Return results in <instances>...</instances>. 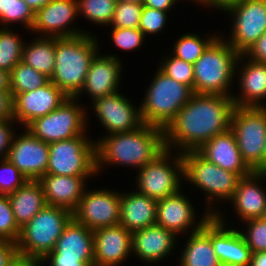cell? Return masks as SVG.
<instances>
[{"instance_id": "obj_58", "label": "cell", "mask_w": 266, "mask_h": 266, "mask_svg": "<svg viewBox=\"0 0 266 266\" xmlns=\"http://www.w3.org/2000/svg\"><path fill=\"white\" fill-rule=\"evenodd\" d=\"M193 1H196L195 3H197V4H199L200 3V5H204L208 0H192V2Z\"/></svg>"}, {"instance_id": "obj_34", "label": "cell", "mask_w": 266, "mask_h": 266, "mask_svg": "<svg viewBox=\"0 0 266 266\" xmlns=\"http://www.w3.org/2000/svg\"><path fill=\"white\" fill-rule=\"evenodd\" d=\"M35 13L24 0H0V22L2 27L10 28L12 23L24 24L25 29L31 30Z\"/></svg>"}, {"instance_id": "obj_24", "label": "cell", "mask_w": 266, "mask_h": 266, "mask_svg": "<svg viewBox=\"0 0 266 266\" xmlns=\"http://www.w3.org/2000/svg\"><path fill=\"white\" fill-rule=\"evenodd\" d=\"M177 235L157 224L132 232V255L143 262L160 263L178 243ZM177 241V242H176Z\"/></svg>"}, {"instance_id": "obj_51", "label": "cell", "mask_w": 266, "mask_h": 266, "mask_svg": "<svg viewBox=\"0 0 266 266\" xmlns=\"http://www.w3.org/2000/svg\"><path fill=\"white\" fill-rule=\"evenodd\" d=\"M243 0H208L203 6L204 7H215V9L217 8L219 11L221 10L222 12L224 10H226L229 6L241 2Z\"/></svg>"}, {"instance_id": "obj_1", "label": "cell", "mask_w": 266, "mask_h": 266, "mask_svg": "<svg viewBox=\"0 0 266 266\" xmlns=\"http://www.w3.org/2000/svg\"><path fill=\"white\" fill-rule=\"evenodd\" d=\"M234 107L232 96L194 93L164 130L165 148L179 153L198 150L230 129Z\"/></svg>"}, {"instance_id": "obj_38", "label": "cell", "mask_w": 266, "mask_h": 266, "mask_svg": "<svg viewBox=\"0 0 266 266\" xmlns=\"http://www.w3.org/2000/svg\"><path fill=\"white\" fill-rule=\"evenodd\" d=\"M143 7L142 3L117 1L109 26L116 28H138Z\"/></svg>"}, {"instance_id": "obj_18", "label": "cell", "mask_w": 266, "mask_h": 266, "mask_svg": "<svg viewBox=\"0 0 266 266\" xmlns=\"http://www.w3.org/2000/svg\"><path fill=\"white\" fill-rule=\"evenodd\" d=\"M68 98L51 81L33 91L19 93L13 98L14 120L25 128L34 119L54 111Z\"/></svg>"}, {"instance_id": "obj_23", "label": "cell", "mask_w": 266, "mask_h": 266, "mask_svg": "<svg viewBox=\"0 0 266 266\" xmlns=\"http://www.w3.org/2000/svg\"><path fill=\"white\" fill-rule=\"evenodd\" d=\"M93 176H64L44 174L37 181L42 187L47 205L74 212L87 188V180ZM86 187V188H85Z\"/></svg>"}, {"instance_id": "obj_44", "label": "cell", "mask_w": 266, "mask_h": 266, "mask_svg": "<svg viewBox=\"0 0 266 266\" xmlns=\"http://www.w3.org/2000/svg\"><path fill=\"white\" fill-rule=\"evenodd\" d=\"M15 120H5L0 124V160L7 159L14 131ZM13 126V127H12Z\"/></svg>"}, {"instance_id": "obj_19", "label": "cell", "mask_w": 266, "mask_h": 266, "mask_svg": "<svg viewBox=\"0 0 266 266\" xmlns=\"http://www.w3.org/2000/svg\"><path fill=\"white\" fill-rule=\"evenodd\" d=\"M96 54L88 69L84 85L75 96L78 100L82 94L89 95L91 102L100 97L118 92L121 82L122 61L117 55ZM117 56V57H116ZM86 92V93H85Z\"/></svg>"}, {"instance_id": "obj_35", "label": "cell", "mask_w": 266, "mask_h": 266, "mask_svg": "<svg viewBox=\"0 0 266 266\" xmlns=\"http://www.w3.org/2000/svg\"><path fill=\"white\" fill-rule=\"evenodd\" d=\"M13 29H0V69L11 72L22 59L24 41Z\"/></svg>"}, {"instance_id": "obj_59", "label": "cell", "mask_w": 266, "mask_h": 266, "mask_svg": "<svg viewBox=\"0 0 266 266\" xmlns=\"http://www.w3.org/2000/svg\"><path fill=\"white\" fill-rule=\"evenodd\" d=\"M262 219L266 222V209H265V211H264V214H263V216H262Z\"/></svg>"}, {"instance_id": "obj_9", "label": "cell", "mask_w": 266, "mask_h": 266, "mask_svg": "<svg viewBox=\"0 0 266 266\" xmlns=\"http://www.w3.org/2000/svg\"><path fill=\"white\" fill-rule=\"evenodd\" d=\"M47 174L98 176L96 142L87 135L49 143Z\"/></svg>"}, {"instance_id": "obj_57", "label": "cell", "mask_w": 266, "mask_h": 266, "mask_svg": "<svg viewBox=\"0 0 266 266\" xmlns=\"http://www.w3.org/2000/svg\"><path fill=\"white\" fill-rule=\"evenodd\" d=\"M218 266H239V265H235V264L227 263V262H220Z\"/></svg>"}, {"instance_id": "obj_5", "label": "cell", "mask_w": 266, "mask_h": 266, "mask_svg": "<svg viewBox=\"0 0 266 266\" xmlns=\"http://www.w3.org/2000/svg\"><path fill=\"white\" fill-rule=\"evenodd\" d=\"M150 83L139 106L142 121L165 130L194 92L189 86L168 77L159 68Z\"/></svg>"}, {"instance_id": "obj_8", "label": "cell", "mask_w": 266, "mask_h": 266, "mask_svg": "<svg viewBox=\"0 0 266 266\" xmlns=\"http://www.w3.org/2000/svg\"><path fill=\"white\" fill-rule=\"evenodd\" d=\"M230 129L235 135L244 162L253 172H262L266 142V107L235 106Z\"/></svg>"}, {"instance_id": "obj_14", "label": "cell", "mask_w": 266, "mask_h": 266, "mask_svg": "<svg viewBox=\"0 0 266 266\" xmlns=\"http://www.w3.org/2000/svg\"><path fill=\"white\" fill-rule=\"evenodd\" d=\"M119 92L92 102V110L99 123L106 129V135L133 131L144 124L140 107L133 106L129 98Z\"/></svg>"}, {"instance_id": "obj_36", "label": "cell", "mask_w": 266, "mask_h": 266, "mask_svg": "<svg viewBox=\"0 0 266 266\" xmlns=\"http://www.w3.org/2000/svg\"><path fill=\"white\" fill-rule=\"evenodd\" d=\"M117 0H77L78 15L99 26H109Z\"/></svg>"}, {"instance_id": "obj_40", "label": "cell", "mask_w": 266, "mask_h": 266, "mask_svg": "<svg viewBox=\"0 0 266 266\" xmlns=\"http://www.w3.org/2000/svg\"><path fill=\"white\" fill-rule=\"evenodd\" d=\"M242 223L247 231L239 232L252 253L266 251V222L262 218H254Z\"/></svg>"}, {"instance_id": "obj_20", "label": "cell", "mask_w": 266, "mask_h": 266, "mask_svg": "<svg viewBox=\"0 0 266 266\" xmlns=\"http://www.w3.org/2000/svg\"><path fill=\"white\" fill-rule=\"evenodd\" d=\"M93 238L94 266H119L132 255V232L119 224L93 231Z\"/></svg>"}, {"instance_id": "obj_30", "label": "cell", "mask_w": 266, "mask_h": 266, "mask_svg": "<svg viewBox=\"0 0 266 266\" xmlns=\"http://www.w3.org/2000/svg\"><path fill=\"white\" fill-rule=\"evenodd\" d=\"M15 221L21 229L47 204L37 180H27L15 192L8 194Z\"/></svg>"}, {"instance_id": "obj_37", "label": "cell", "mask_w": 266, "mask_h": 266, "mask_svg": "<svg viewBox=\"0 0 266 266\" xmlns=\"http://www.w3.org/2000/svg\"><path fill=\"white\" fill-rule=\"evenodd\" d=\"M158 67L168 77L189 86L194 92V66L174 55L164 57Z\"/></svg>"}, {"instance_id": "obj_10", "label": "cell", "mask_w": 266, "mask_h": 266, "mask_svg": "<svg viewBox=\"0 0 266 266\" xmlns=\"http://www.w3.org/2000/svg\"><path fill=\"white\" fill-rule=\"evenodd\" d=\"M76 100L75 97H69L54 111L34 119L25 128L48 144L86 135L88 113Z\"/></svg>"}, {"instance_id": "obj_17", "label": "cell", "mask_w": 266, "mask_h": 266, "mask_svg": "<svg viewBox=\"0 0 266 266\" xmlns=\"http://www.w3.org/2000/svg\"><path fill=\"white\" fill-rule=\"evenodd\" d=\"M181 192L180 190L157 202L156 224L172 231L177 236L199 230L211 217L205 209L198 222L193 203Z\"/></svg>"}, {"instance_id": "obj_6", "label": "cell", "mask_w": 266, "mask_h": 266, "mask_svg": "<svg viewBox=\"0 0 266 266\" xmlns=\"http://www.w3.org/2000/svg\"><path fill=\"white\" fill-rule=\"evenodd\" d=\"M182 162L184 180L199 187L200 191H205L203 194L207 195L205 198L206 204L208 203L207 212L215 216L221 210L213 208L214 201L217 200V203L218 200L229 201L241 177L207 161L197 151L183 152Z\"/></svg>"}, {"instance_id": "obj_39", "label": "cell", "mask_w": 266, "mask_h": 266, "mask_svg": "<svg viewBox=\"0 0 266 266\" xmlns=\"http://www.w3.org/2000/svg\"><path fill=\"white\" fill-rule=\"evenodd\" d=\"M20 232L8 195L0 194V240L17 243Z\"/></svg>"}, {"instance_id": "obj_2", "label": "cell", "mask_w": 266, "mask_h": 266, "mask_svg": "<svg viewBox=\"0 0 266 266\" xmlns=\"http://www.w3.org/2000/svg\"><path fill=\"white\" fill-rule=\"evenodd\" d=\"M104 136L96 140L97 173L105 165L140 170L166 149L164 130L147 124L133 131Z\"/></svg>"}, {"instance_id": "obj_4", "label": "cell", "mask_w": 266, "mask_h": 266, "mask_svg": "<svg viewBox=\"0 0 266 266\" xmlns=\"http://www.w3.org/2000/svg\"><path fill=\"white\" fill-rule=\"evenodd\" d=\"M239 56L224 36L219 35L193 64L194 93L233 96L231 86Z\"/></svg>"}, {"instance_id": "obj_25", "label": "cell", "mask_w": 266, "mask_h": 266, "mask_svg": "<svg viewBox=\"0 0 266 266\" xmlns=\"http://www.w3.org/2000/svg\"><path fill=\"white\" fill-rule=\"evenodd\" d=\"M196 151L207 161L241 178L253 172L242 159L231 129L208 140Z\"/></svg>"}, {"instance_id": "obj_46", "label": "cell", "mask_w": 266, "mask_h": 266, "mask_svg": "<svg viewBox=\"0 0 266 266\" xmlns=\"http://www.w3.org/2000/svg\"><path fill=\"white\" fill-rule=\"evenodd\" d=\"M244 55L256 62L266 64V31Z\"/></svg>"}, {"instance_id": "obj_53", "label": "cell", "mask_w": 266, "mask_h": 266, "mask_svg": "<svg viewBox=\"0 0 266 266\" xmlns=\"http://www.w3.org/2000/svg\"><path fill=\"white\" fill-rule=\"evenodd\" d=\"M0 91H10L9 73L0 69Z\"/></svg>"}, {"instance_id": "obj_42", "label": "cell", "mask_w": 266, "mask_h": 266, "mask_svg": "<svg viewBox=\"0 0 266 266\" xmlns=\"http://www.w3.org/2000/svg\"><path fill=\"white\" fill-rule=\"evenodd\" d=\"M26 181L27 179L8 159L0 160V194H11Z\"/></svg>"}, {"instance_id": "obj_21", "label": "cell", "mask_w": 266, "mask_h": 266, "mask_svg": "<svg viewBox=\"0 0 266 266\" xmlns=\"http://www.w3.org/2000/svg\"><path fill=\"white\" fill-rule=\"evenodd\" d=\"M245 59L247 62L244 61ZM239 64L241 65L240 68L238 67ZM236 70L241 93L232 96L234 106L266 107V64L256 62L241 54ZM238 72L240 73L238 74Z\"/></svg>"}, {"instance_id": "obj_16", "label": "cell", "mask_w": 266, "mask_h": 266, "mask_svg": "<svg viewBox=\"0 0 266 266\" xmlns=\"http://www.w3.org/2000/svg\"><path fill=\"white\" fill-rule=\"evenodd\" d=\"M24 130L21 135L15 132L7 159L27 180H38L46 174L49 144L34 137L27 128Z\"/></svg>"}, {"instance_id": "obj_52", "label": "cell", "mask_w": 266, "mask_h": 266, "mask_svg": "<svg viewBox=\"0 0 266 266\" xmlns=\"http://www.w3.org/2000/svg\"><path fill=\"white\" fill-rule=\"evenodd\" d=\"M249 266H266V251L252 253Z\"/></svg>"}, {"instance_id": "obj_47", "label": "cell", "mask_w": 266, "mask_h": 266, "mask_svg": "<svg viewBox=\"0 0 266 266\" xmlns=\"http://www.w3.org/2000/svg\"><path fill=\"white\" fill-rule=\"evenodd\" d=\"M17 254V243L0 240V266H9Z\"/></svg>"}, {"instance_id": "obj_49", "label": "cell", "mask_w": 266, "mask_h": 266, "mask_svg": "<svg viewBox=\"0 0 266 266\" xmlns=\"http://www.w3.org/2000/svg\"><path fill=\"white\" fill-rule=\"evenodd\" d=\"M41 265H44V261L42 258L30 257L19 253L9 264V266H41Z\"/></svg>"}, {"instance_id": "obj_7", "label": "cell", "mask_w": 266, "mask_h": 266, "mask_svg": "<svg viewBox=\"0 0 266 266\" xmlns=\"http://www.w3.org/2000/svg\"><path fill=\"white\" fill-rule=\"evenodd\" d=\"M73 213L61 207L46 205L21 228L18 253L44 259L56 246Z\"/></svg>"}, {"instance_id": "obj_3", "label": "cell", "mask_w": 266, "mask_h": 266, "mask_svg": "<svg viewBox=\"0 0 266 266\" xmlns=\"http://www.w3.org/2000/svg\"><path fill=\"white\" fill-rule=\"evenodd\" d=\"M85 33L67 38H55V66L50 81L68 97L82 89L90 64L100 52L96 36Z\"/></svg>"}, {"instance_id": "obj_11", "label": "cell", "mask_w": 266, "mask_h": 266, "mask_svg": "<svg viewBox=\"0 0 266 266\" xmlns=\"http://www.w3.org/2000/svg\"><path fill=\"white\" fill-rule=\"evenodd\" d=\"M171 153V150L165 149L154 160L136 171L138 174L135 184L138 193L159 201L180 191L181 181L183 182L182 153Z\"/></svg>"}, {"instance_id": "obj_54", "label": "cell", "mask_w": 266, "mask_h": 266, "mask_svg": "<svg viewBox=\"0 0 266 266\" xmlns=\"http://www.w3.org/2000/svg\"><path fill=\"white\" fill-rule=\"evenodd\" d=\"M26 4L36 13L41 7H44L51 0H24Z\"/></svg>"}, {"instance_id": "obj_27", "label": "cell", "mask_w": 266, "mask_h": 266, "mask_svg": "<svg viewBox=\"0 0 266 266\" xmlns=\"http://www.w3.org/2000/svg\"><path fill=\"white\" fill-rule=\"evenodd\" d=\"M121 192L119 225L134 232L156 224L157 202L135 191Z\"/></svg>"}, {"instance_id": "obj_15", "label": "cell", "mask_w": 266, "mask_h": 266, "mask_svg": "<svg viewBox=\"0 0 266 266\" xmlns=\"http://www.w3.org/2000/svg\"><path fill=\"white\" fill-rule=\"evenodd\" d=\"M77 16H79L77 0H51L35 13L34 24L30 32L41 34L38 37L48 38H67L85 33L90 34V32L79 28H71L70 24L75 21Z\"/></svg>"}, {"instance_id": "obj_50", "label": "cell", "mask_w": 266, "mask_h": 266, "mask_svg": "<svg viewBox=\"0 0 266 266\" xmlns=\"http://www.w3.org/2000/svg\"><path fill=\"white\" fill-rule=\"evenodd\" d=\"M178 0H143V6L153 9L163 10L171 12L170 8H173L177 4Z\"/></svg>"}, {"instance_id": "obj_13", "label": "cell", "mask_w": 266, "mask_h": 266, "mask_svg": "<svg viewBox=\"0 0 266 266\" xmlns=\"http://www.w3.org/2000/svg\"><path fill=\"white\" fill-rule=\"evenodd\" d=\"M121 193L112 190H85L73 218L88 229L116 226L120 220Z\"/></svg>"}, {"instance_id": "obj_48", "label": "cell", "mask_w": 266, "mask_h": 266, "mask_svg": "<svg viewBox=\"0 0 266 266\" xmlns=\"http://www.w3.org/2000/svg\"><path fill=\"white\" fill-rule=\"evenodd\" d=\"M0 119L14 120L13 96L10 91H0Z\"/></svg>"}, {"instance_id": "obj_33", "label": "cell", "mask_w": 266, "mask_h": 266, "mask_svg": "<svg viewBox=\"0 0 266 266\" xmlns=\"http://www.w3.org/2000/svg\"><path fill=\"white\" fill-rule=\"evenodd\" d=\"M207 36L208 37L202 39L197 34H183L177 39L173 47L172 55L183 61L194 64L219 34Z\"/></svg>"}, {"instance_id": "obj_12", "label": "cell", "mask_w": 266, "mask_h": 266, "mask_svg": "<svg viewBox=\"0 0 266 266\" xmlns=\"http://www.w3.org/2000/svg\"><path fill=\"white\" fill-rule=\"evenodd\" d=\"M224 12L234 17L231 38L225 40L237 53L245 54L266 31V0H243Z\"/></svg>"}, {"instance_id": "obj_32", "label": "cell", "mask_w": 266, "mask_h": 266, "mask_svg": "<svg viewBox=\"0 0 266 266\" xmlns=\"http://www.w3.org/2000/svg\"><path fill=\"white\" fill-rule=\"evenodd\" d=\"M9 80L10 92L13 98L19 93L33 91L42 87L50 81L46 75L22 61L13 67L9 73Z\"/></svg>"}, {"instance_id": "obj_43", "label": "cell", "mask_w": 266, "mask_h": 266, "mask_svg": "<svg viewBox=\"0 0 266 266\" xmlns=\"http://www.w3.org/2000/svg\"><path fill=\"white\" fill-rule=\"evenodd\" d=\"M168 12L150 7H143L138 28L147 35L159 34L166 26Z\"/></svg>"}, {"instance_id": "obj_31", "label": "cell", "mask_w": 266, "mask_h": 266, "mask_svg": "<svg viewBox=\"0 0 266 266\" xmlns=\"http://www.w3.org/2000/svg\"><path fill=\"white\" fill-rule=\"evenodd\" d=\"M29 42L23 45L21 61L50 78L55 66V38L35 37Z\"/></svg>"}, {"instance_id": "obj_29", "label": "cell", "mask_w": 266, "mask_h": 266, "mask_svg": "<svg viewBox=\"0 0 266 266\" xmlns=\"http://www.w3.org/2000/svg\"><path fill=\"white\" fill-rule=\"evenodd\" d=\"M180 252L179 266H218L220 261L212 246V216L186 239Z\"/></svg>"}, {"instance_id": "obj_26", "label": "cell", "mask_w": 266, "mask_h": 266, "mask_svg": "<svg viewBox=\"0 0 266 266\" xmlns=\"http://www.w3.org/2000/svg\"><path fill=\"white\" fill-rule=\"evenodd\" d=\"M262 180H266V173L252 172L242 177L235 193L229 200L235 209L237 217L241 221L254 218H262L266 209V191L261 186ZM262 181V182H260Z\"/></svg>"}, {"instance_id": "obj_22", "label": "cell", "mask_w": 266, "mask_h": 266, "mask_svg": "<svg viewBox=\"0 0 266 266\" xmlns=\"http://www.w3.org/2000/svg\"><path fill=\"white\" fill-rule=\"evenodd\" d=\"M223 217L225 216L221 212L212 216V246L215 254L220 262L249 266L251 249L237 228L226 227L227 224Z\"/></svg>"}, {"instance_id": "obj_56", "label": "cell", "mask_w": 266, "mask_h": 266, "mask_svg": "<svg viewBox=\"0 0 266 266\" xmlns=\"http://www.w3.org/2000/svg\"><path fill=\"white\" fill-rule=\"evenodd\" d=\"M118 2L143 3V0H117Z\"/></svg>"}, {"instance_id": "obj_45", "label": "cell", "mask_w": 266, "mask_h": 266, "mask_svg": "<svg viewBox=\"0 0 266 266\" xmlns=\"http://www.w3.org/2000/svg\"><path fill=\"white\" fill-rule=\"evenodd\" d=\"M48 266H94V259H69L61 256H46L43 259Z\"/></svg>"}, {"instance_id": "obj_55", "label": "cell", "mask_w": 266, "mask_h": 266, "mask_svg": "<svg viewBox=\"0 0 266 266\" xmlns=\"http://www.w3.org/2000/svg\"><path fill=\"white\" fill-rule=\"evenodd\" d=\"M262 173H266V142L264 144V151L262 158Z\"/></svg>"}, {"instance_id": "obj_41", "label": "cell", "mask_w": 266, "mask_h": 266, "mask_svg": "<svg viewBox=\"0 0 266 266\" xmlns=\"http://www.w3.org/2000/svg\"><path fill=\"white\" fill-rule=\"evenodd\" d=\"M111 38L117 48L125 51L142 47L145 41V35L139 28L111 27Z\"/></svg>"}, {"instance_id": "obj_28", "label": "cell", "mask_w": 266, "mask_h": 266, "mask_svg": "<svg viewBox=\"0 0 266 266\" xmlns=\"http://www.w3.org/2000/svg\"><path fill=\"white\" fill-rule=\"evenodd\" d=\"M47 256L94 259L93 231L72 218L58 238L54 250Z\"/></svg>"}]
</instances>
